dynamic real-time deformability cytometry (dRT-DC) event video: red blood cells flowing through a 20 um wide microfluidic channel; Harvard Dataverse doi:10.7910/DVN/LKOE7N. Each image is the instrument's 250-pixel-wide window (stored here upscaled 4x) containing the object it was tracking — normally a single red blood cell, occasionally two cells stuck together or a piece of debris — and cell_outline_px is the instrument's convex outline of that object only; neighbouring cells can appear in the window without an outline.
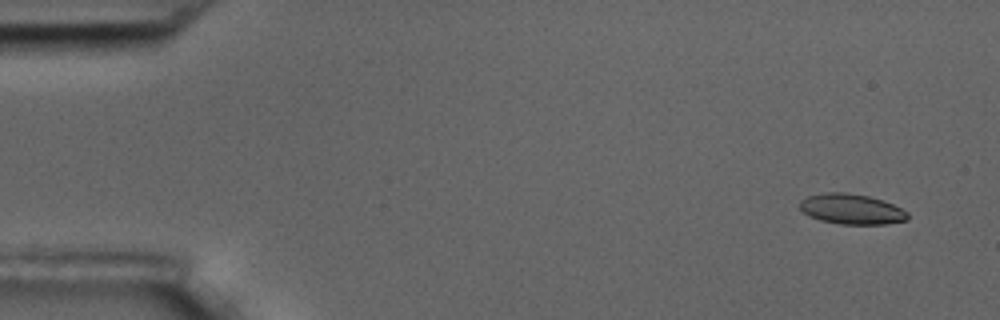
{"species": "common noctule bat (a hibernating species)", "species_latin": "Nyctalus noctula", "temperature_condition": "room temperature", "stored_images_in_passage": 7, "camera_frame_rate_fps": 3000, "um_per_image_px": 0.085, "animal": {"sex": "male", "body_mass_g": 17.5, "forearm_length_mm": 52.3}, "frame": {"image": 1, "passage_image": 2, "time_ms": 1.0, "image_size_px": [1000, 320], "cell_outline_px": [[908, 220], [884, 224], [840, 224], [820, 220], [804, 212], [800, 208], [800, 200], [808, 196], [824, 192], [848, 192], [868, 196], [884, 200], [908, 212]], "centroid_in_image_um": [72.39, 17.76], "position_along_channel_um": 12.6, "area_um2": 19.02}}
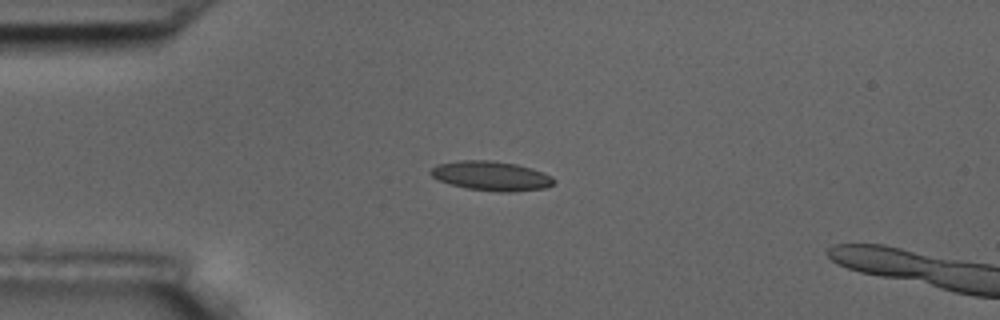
{"frame": {"image": 2, "passage_image": 5, "time_ms": 4.667, "image_size_px": [1000, 320], "cell_outline_px": [[556, 180], [552, 184], [544, 188], [512, 192], [500, 192], [468, 188], [452, 184], [440, 180], [432, 176], [428, 172], [436, 164], [460, 160], [492, 160], [516, 164], [532, 168], [552, 176]], "centroid_in_image_um": [41.76, 14.94], "position_along_channel_um": 43.2, "area_um2": 21.04}}